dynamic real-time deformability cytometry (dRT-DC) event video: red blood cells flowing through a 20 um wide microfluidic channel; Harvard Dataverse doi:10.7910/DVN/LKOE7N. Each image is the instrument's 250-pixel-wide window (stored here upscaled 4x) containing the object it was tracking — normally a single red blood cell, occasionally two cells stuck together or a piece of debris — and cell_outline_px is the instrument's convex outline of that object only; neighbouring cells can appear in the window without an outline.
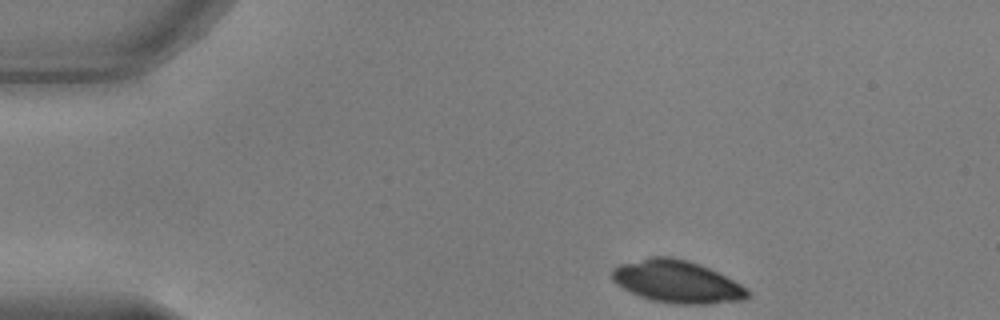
{"species": "common noctule bat (a hibernating species)", "species_latin": "Nyctalus noctula", "temperature_condition": "warm", "stored_images_in_passage": 38, "camera_frame_rate_fps": 3000, "um_per_image_px": 0.085, "animal": {"sex": "male", "body_mass_g": 17.9, "forearm_length_mm": 54.2}, "frame": {"image": 1, "passage_image": 1, "time_ms": 0.0, "image_size_px": [1000, 320], "cell_outline_px": [[752, 296], [744, 300], [708, 304], [676, 304], [652, 300], [640, 296], [616, 284], [612, 280], [612, 268], [620, 264], [648, 256], [672, 256], [688, 260], [700, 264], [748, 288]], "centroid_in_image_um": [57.55, 23.93], "position_along_channel_um": 27.4, "area_um2": 33.64}}
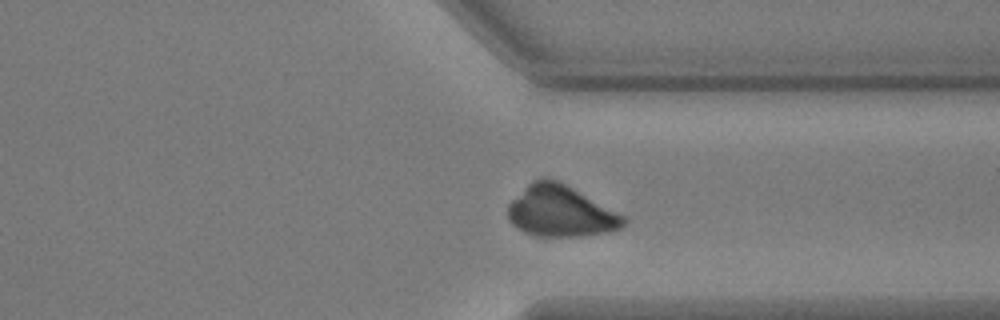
{"frame": {"image": 2, "passage_image": 33, "time_ms": 10.667, "image_size_px": [1000, 320], "cell_outline_px": [[628, 224], [620, 228], [608, 232], [584, 236], [536, 236], [524, 232], [516, 228], [508, 220], [508, 204], [532, 180], [544, 176], [556, 180], [628, 216]], "centroid_in_image_um": [47.69, 17.97], "position_along_channel_um": 363.7, "area_um2": 34.8}}
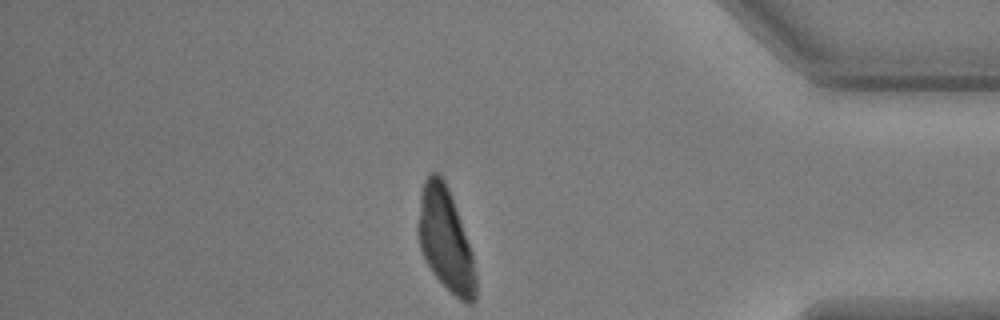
{"frame": {"image": 3, "passage_image": 38, "time_ms": 12.333, "image_size_px": [1000, 320], "cell_outline_px": [[476, 300], [472, 304], [464, 304], [432, 272], [420, 248], [416, 232], [416, 224], [420, 196], [424, 180], [432, 172], [436, 172], [444, 180], [448, 188], [456, 208], [472, 252], [476, 272]], "centroid_in_image_um": [37.86, 20.38], "position_along_channel_um": 397.3, "area_um2": 34.62}}